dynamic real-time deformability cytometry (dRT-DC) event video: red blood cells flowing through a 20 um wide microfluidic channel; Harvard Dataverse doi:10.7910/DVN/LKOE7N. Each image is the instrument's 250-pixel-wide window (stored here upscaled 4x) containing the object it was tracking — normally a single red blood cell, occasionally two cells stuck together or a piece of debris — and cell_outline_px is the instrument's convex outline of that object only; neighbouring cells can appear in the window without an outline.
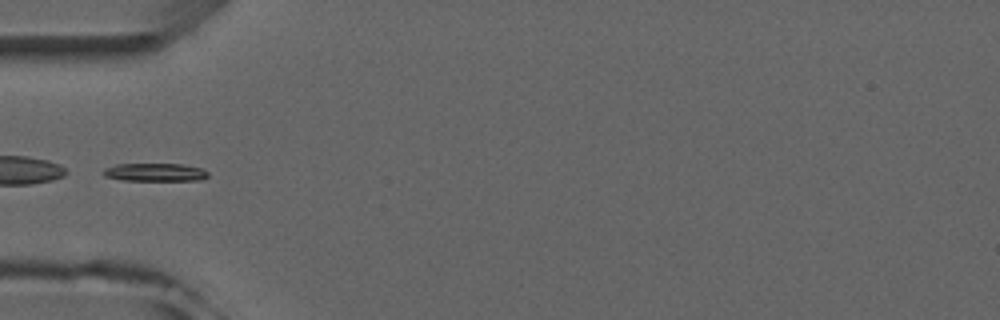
{"species": "common noctule bat (a hibernating species)", "species_latin": "Nyctalus noctula", "temperature_condition": "room temperature", "stored_images_in_passage": 5, "camera_frame_rate_fps": 3000, "um_per_image_px": 0.085, "animal": {"sex": "male", "forearm_length_mm": 52.5}, "frame": {"image": 1, "passage_image": 5, "time_ms": 4.333, "image_size_px": [1000, 320], "cell_outline_px": [[208, 176], [200, 180], [124, 180], [104, 176], [100, 172], [104, 168], [116, 164], [184, 164], [200, 168], [208, 172]], "centroid_in_image_um": [13.13, 14.63], "position_along_channel_um": 71.9, "area_um2": 10.98}}